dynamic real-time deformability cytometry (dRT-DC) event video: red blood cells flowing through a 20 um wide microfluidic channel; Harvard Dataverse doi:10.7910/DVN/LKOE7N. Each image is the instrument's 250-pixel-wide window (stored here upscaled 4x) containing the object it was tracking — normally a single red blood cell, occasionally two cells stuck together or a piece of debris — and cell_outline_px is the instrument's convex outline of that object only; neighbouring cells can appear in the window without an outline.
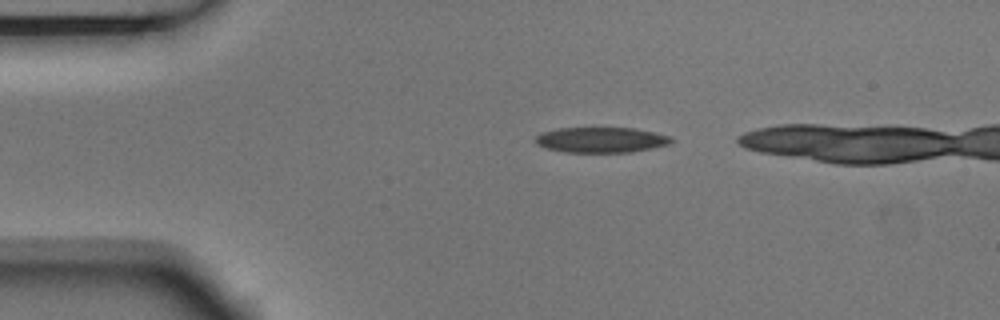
{"species": "Egyptian fruit bat (a non-hibernating species)", "species_latin": "Rousettus aegyptiacus", "temperature_condition": "room temperature", "stored_images_in_passage": 4, "camera_frame_rate_fps": 3000, "um_per_image_px": 0.085, "animal": {"sex": "male"}, "frame": {"image": 1, "passage_image": 4, "time_ms": 1.0, "image_size_px": [1000, 320], "cell_outline_px": [[672, 140], [668, 144], [652, 148], [632, 152], [564, 152], [544, 148], [536, 144], [536, 136], [544, 132], [556, 128], [636, 128], [672, 136]], "centroid_in_image_um": [51.09, 11.89], "position_along_channel_um": 33.9, "area_um2": 20.11}}